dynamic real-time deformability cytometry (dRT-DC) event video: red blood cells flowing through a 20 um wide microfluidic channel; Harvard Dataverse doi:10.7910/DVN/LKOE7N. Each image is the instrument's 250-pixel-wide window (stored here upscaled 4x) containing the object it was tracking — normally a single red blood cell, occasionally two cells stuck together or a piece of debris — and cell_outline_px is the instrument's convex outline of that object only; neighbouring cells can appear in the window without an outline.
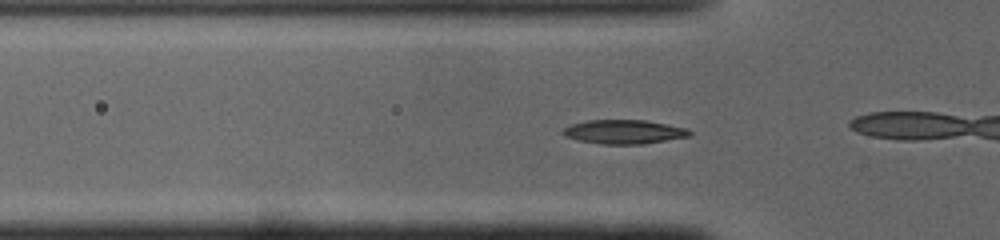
{"species": "common noctule bat (a hibernating species)", "species_latin": "Nyctalus noctula", "temperature_condition": "cold", "stored_images_in_passage": 39, "camera_frame_rate_fps": 3000, "um_per_image_px": 0.085, "animal": {"sex": "male", "body_mass_g": 19.0, "forearm_length_mm": 50.8}, "frame": {"image": 1, "passage_image": 14, "time_ms": 4.333, "image_size_px": [1000, 240], "cell_outline_px": [[692, 132], [688, 136], [644, 144], [600, 144], [576, 140], [564, 136], [560, 132], [564, 128], [572, 124], [588, 120], [648, 120], [688, 128]], "centroid_in_image_um": [53.02, 11.2], "position_along_channel_um": 72.8, "area_um2": 17.86}}
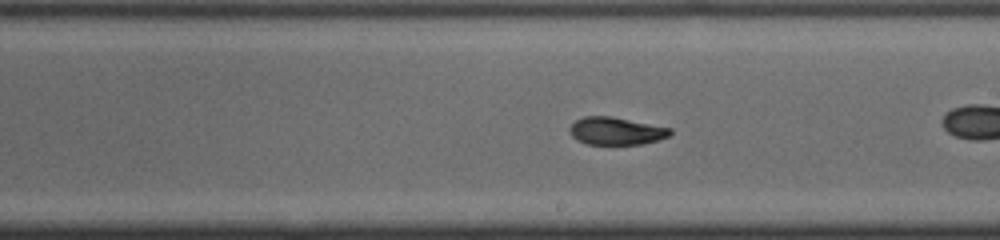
{"frame": {"image": 2, "passage_image": 26, "time_ms": 8.333, "image_size_px": [1000, 240], "cell_outline_px": [[672, 132], [668, 136], [656, 140], [640, 144], [588, 144], [576, 140], [568, 132], [568, 128], [576, 120], [584, 116], [612, 116], [672, 128]], "centroid_in_image_um": [52.33, 11.12], "position_along_channel_um": 236.7, "area_um2": 16.18}}
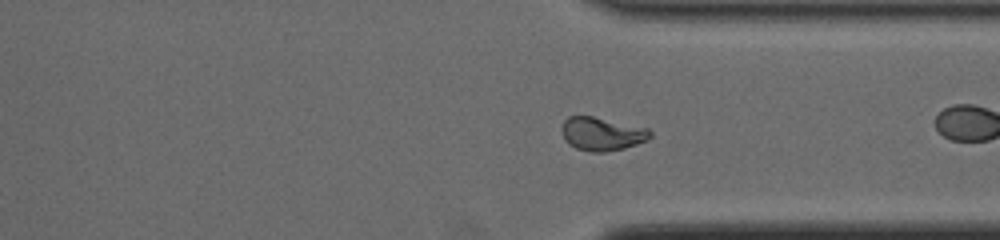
{"frame": {"image": 3, "passage_image": 35, "time_ms": 11.333, "image_size_px": [1000, 240], "cell_outline_px": [[652, 136], [648, 140], [624, 148], [604, 152], [592, 152], [576, 148], [568, 144], [564, 140], [564, 120], [568, 116], [592, 116], [648, 128], [652, 132]], "centroid_in_image_um": [51.2, 11.38], "position_along_channel_um": 360.2, "area_um2": 17.05}}